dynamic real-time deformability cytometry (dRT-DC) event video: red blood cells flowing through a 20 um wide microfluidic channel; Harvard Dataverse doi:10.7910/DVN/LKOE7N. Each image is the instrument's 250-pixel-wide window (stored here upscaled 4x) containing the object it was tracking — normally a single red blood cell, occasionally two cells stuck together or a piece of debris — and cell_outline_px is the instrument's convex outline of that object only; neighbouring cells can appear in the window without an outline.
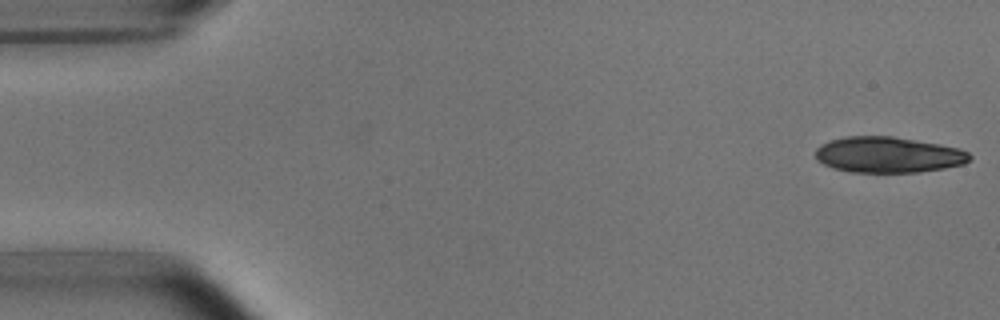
{"species": "common noctule bat (a hibernating species)", "species_latin": "Nyctalus noctula", "temperature_condition": "room temperature", "stored_images_in_passage": 6, "camera_frame_rate_fps": 3000, "um_per_image_px": 0.085, "animal": {"sex": "male", "body_mass_g": 15.6}, "frame": {"image": 1, "passage_image": 1, "time_ms": 0.0, "image_size_px": [1000, 320], "cell_outline_px": [[972, 156], [964, 164], [944, 168], [920, 172], [852, 172], [832, 168], [816, 160], [816, 148], [820, 144], [828, 140], [844, 136], [892, 136], [940, 144], [960, 148], [968, 152]], "centroid_in_image_um": [75.47, 13.15], "position_along_channel_um": 9.5, "area_um2": 32.43}}